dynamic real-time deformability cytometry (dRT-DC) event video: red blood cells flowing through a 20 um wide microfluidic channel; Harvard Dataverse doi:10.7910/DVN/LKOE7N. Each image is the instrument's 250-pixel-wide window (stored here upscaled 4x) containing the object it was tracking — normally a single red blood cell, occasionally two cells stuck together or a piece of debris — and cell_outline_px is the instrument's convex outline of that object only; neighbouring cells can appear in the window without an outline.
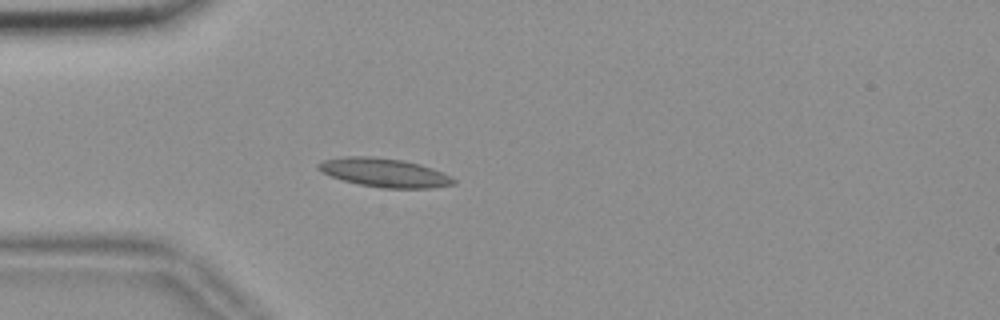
{"species": "common noctule bat (a hibernating species)", "species_latin": "Nyctalus noctula", "temperature_condition": "room temperature", "stored_images_in_passage": 41, "camera_frame_rate_fps": 3000, "um_per_image_px": 0.085, "animal": {"sex": "female", "body_mass_g": 18.4}, "frame": {"image": 1, "passage_image": 1, "time_ms": 0.0, "image_size_px": [1000, 320], "cell_outline_px": [[456, 184], [432, 188], [380, 188], [360, 184], [344, 180], [320, 172], [316, 168], [316, 164], [324, 160], [344, 156], [372, 156], [404, 160], [420, 164], [444, 172], [452, 176], [456, 180]], "centroid_in_image_um": [32.7, 14.67], "position_along_channel_um": 52.3, "area_um2": 22.89}}
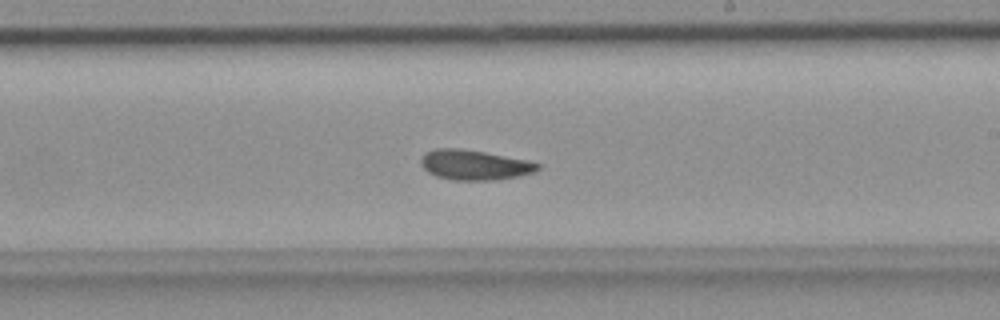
{"frame": {"image": 2, "passage_image": 18, "time_ms": 5.667, "image_size_px": [1000, 320], "cell_outline_px": [[540, 168], [536, 172], [520, 176], [496, 180], [456, 180], [436, 176], [428, 172], [420, 164], [420, 160], [424, 152], [436, 148], [460, 148], [484, 152], [528, 160], [540, 164]], "centroid_in_image_um": [40.34, 14.02], "position_along_channel_um": 248.7, "area_um2": 20.58}}
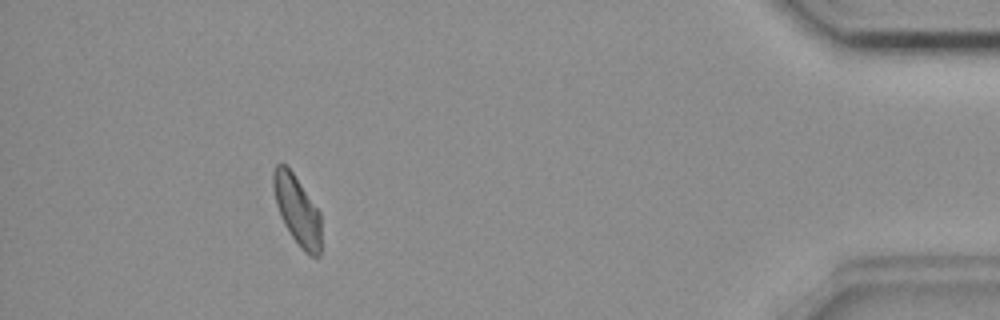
{"frame": {"image": 3, "passage_image": 36, "time_ms": 11.667, "image_size_px": [1000, 320], "cell_outline_px": [[320, 256], [312, 256], [304, 252], [300, 248], [284, 224], [280, 216], [276, 204], [272, 188], [272, 172], [276, 164], [284, 164], [292, 172], [320, 212]], "centroid_in_image_um": [25.23, 17.86], "position_along_channel_um": 410.0, "area_um2": 19.19}, "authors_computed_cell_mechanics": {"area_um2": 20.1144, "velocity_mm_per_s": 3.6423, "shape_relaxation_time_tau1_ms": null, "shape_relaxation_time_tau2_ms": 3.0388, "deformation_change_tau1": null, "deformation_change_tau2": 0.0818}}